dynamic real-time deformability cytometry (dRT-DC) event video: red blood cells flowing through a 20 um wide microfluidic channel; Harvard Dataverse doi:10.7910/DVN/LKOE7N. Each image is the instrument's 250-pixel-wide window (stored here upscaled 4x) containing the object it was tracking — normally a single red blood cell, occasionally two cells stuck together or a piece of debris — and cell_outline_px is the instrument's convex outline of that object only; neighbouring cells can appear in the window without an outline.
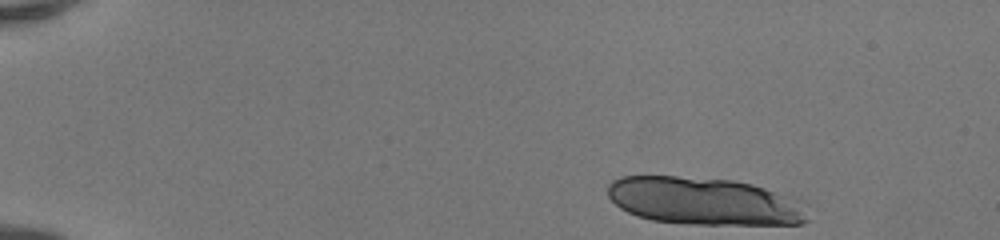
{"species": "human", "species_latin": "Homo sapiens", "temperature_condition": "room temperature", "stored_images_in_passage": 12, "camera_frame_rate_fps": 3000, "um_per_image_px": 0.085, "donor": {"sex": "female"}, "frame": {"image": 1, "passage_image": 1, "time_ms": 0.0, "image_size_px": [1000, 240], "cell_outline_px": [[808, 220], [804, 224], [692, 224], [652, 220], [636, 216], [620, 208], [608, 196], [608, 184], [612, 180], [620, 176], [676, 176], [736, 180], [800, 196]], "centroid_in_image_um": [59.92, 17.09], "position_along_channel_um": 25.1, "area_um2": 56.18}}